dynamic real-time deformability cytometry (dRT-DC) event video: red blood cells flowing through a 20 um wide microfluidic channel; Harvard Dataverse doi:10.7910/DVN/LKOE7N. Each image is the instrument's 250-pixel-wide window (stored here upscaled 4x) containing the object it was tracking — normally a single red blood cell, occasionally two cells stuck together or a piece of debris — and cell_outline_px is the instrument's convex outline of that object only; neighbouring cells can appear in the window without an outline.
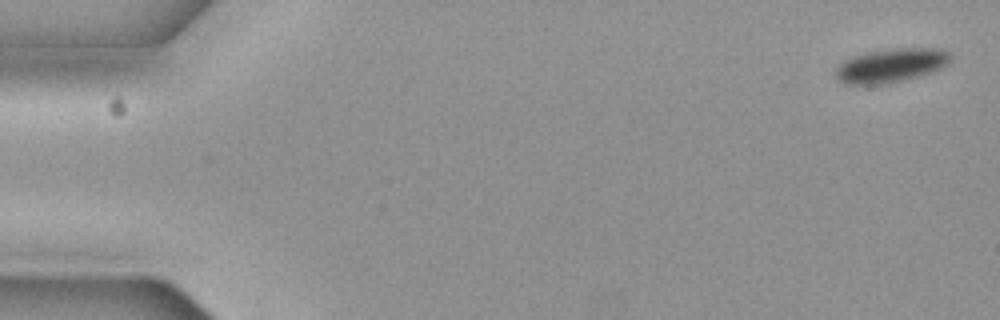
{"species": "common noctule bat (a hibernating species)", "species_latin": "Nyctalus noctula", "temperature_condition": "cold", "stored_images_in_passage": 6, "camera_frame_rate_fps": 3000, "um_per_image_px": 0.085, "animal": {"sex": "female", "body_mass_g": 19.3, "forearm_length_mm": 54.1}, "frame": {"image": 1, "passage_image": 1, "time_ms": 0.0, "image_size_px": [1000, 320], "cell_outline_px": [[952, 60], [948, 64], [932, 72], [908, 80], [892, 84], [844, 84], [836, 80], [832, 72], [844, 60], [868, 52], [896, 48], [936, 48], [948, 52], [952, 56]], "centroid_in_image_um": [75.72, 5.59], "position_along_channel_um": 9.3, "area_um2": 23.06}}
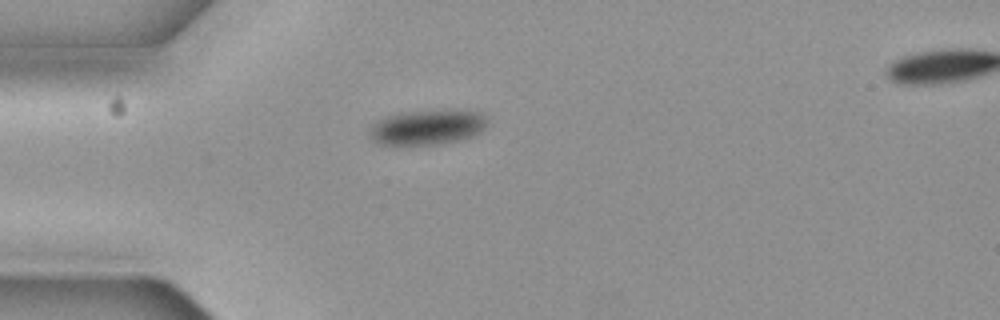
{"frame": {"image": 2, "passage_image": 5, "time_ms": 1.333, "image_size_px": [1000, 320], "cell_outline_px": [[488, 124], [484, 128], [468, 136], [452, 140], [424, 144], [380, 144], [372, 140], [368, 136], [368, 128], [376, 120], [384, 116], [396, 112], [436, 108], [456, 108], [484, 112], [488, 120]], "centroid_in_image_um": [36.27, 10.71], "position_along_channel_um": 48.7, "area_um2": 24.68}}